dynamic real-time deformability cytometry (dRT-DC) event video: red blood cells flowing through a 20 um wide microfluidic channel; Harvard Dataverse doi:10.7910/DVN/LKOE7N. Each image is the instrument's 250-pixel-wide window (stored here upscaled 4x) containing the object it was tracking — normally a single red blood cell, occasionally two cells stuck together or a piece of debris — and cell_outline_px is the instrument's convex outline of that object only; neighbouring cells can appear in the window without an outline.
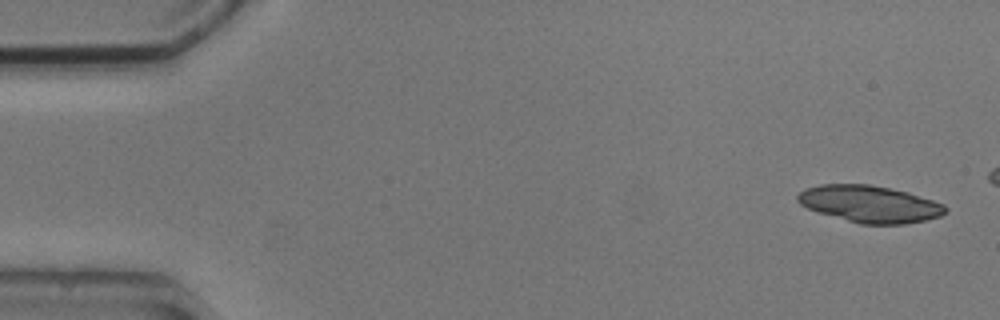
{"species": "common noctule bat (a hibernating species)", "species_latin": "Nyctalus noctula", "temperature_condition": "cold", "stored_images_in_passage": 5, "segment_of_instrument_passage": [1, 2], "camera_frame_rate_fps": 3000, "um_per_image_px": 0.085, "animal": {"sex": "male", "body_mass_g": 20.5, "forearm_length_mm": 52.5}, "frame": {"image": 1, "passage_image": 1, "time_ms": 0.0, "image_size_px": [1000, 320], "cell_outline_px": [[948, 212], [940, 216], [924, 220], [904, 224], [860, 224], [816, 212], [800, 204], [796, 200], [796, 196], [804, 188], [820, 184], [868, 184], [908, 192], [944, 204], [948, 208]], "centroid_in_image_um": [73.9, 17.34], "position_along_channel_um": 11.1, "area_um2": 31.85}}